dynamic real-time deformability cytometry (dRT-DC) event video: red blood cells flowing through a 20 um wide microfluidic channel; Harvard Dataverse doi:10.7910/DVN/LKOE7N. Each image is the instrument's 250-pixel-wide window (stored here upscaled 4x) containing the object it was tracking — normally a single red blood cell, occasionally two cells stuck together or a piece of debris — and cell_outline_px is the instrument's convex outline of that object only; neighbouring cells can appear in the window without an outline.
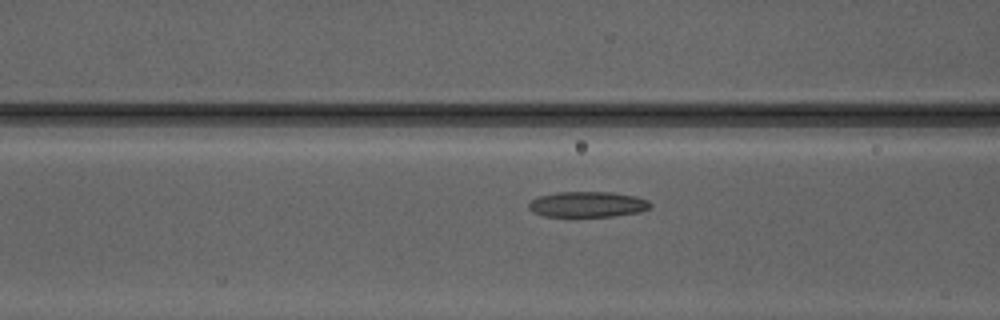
{"species": "Egyptian fruit bat (a non-hibernating species)", "species_latin": "Rousettus aegyptiacus", "temperature_condition": "warm", "stored_images_in_passage": 29, "camera_frame_rate_fps": 3000, "um_per_image_px": 0.085, "animal": {"sex": "male"}, "frame": {"image": 1, "passage_image": 8, "time_ms": 2.333, "image_size_px": [1000, 320], "cell_outline_px": [[652, 208], [640, 212], [612, 216], [544, 216], [532, 212], [528, 208], [528, 204], [532, 200], [540, 196], [556, 192], [612, 192], [636, 196], [648, 200], [652, 204]], "centroid_in_image_um": [49.97, 17.37], "position_along_channel_um": 116.6, "area_um2": 18.21}}
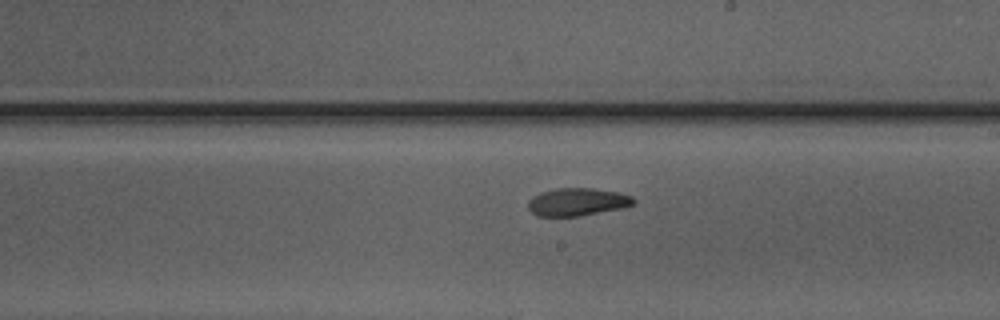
{"frame": {"image": 2, "passage_image": 17, "time_ms": 5.333, "image_size_px": [1000, 320], "cell_outline_px": [[636, 200], [632, 204], [620, 208], [580, 216], [536, 216], [528, 208], [528, 200], [540, 192], [556, 188], [592, 188], [620, 192], [632, 196]], "centroid_in_image_um": [49.05, 17.15], "position_along_channel_um": 239.9, "area_um2": 17.05}}
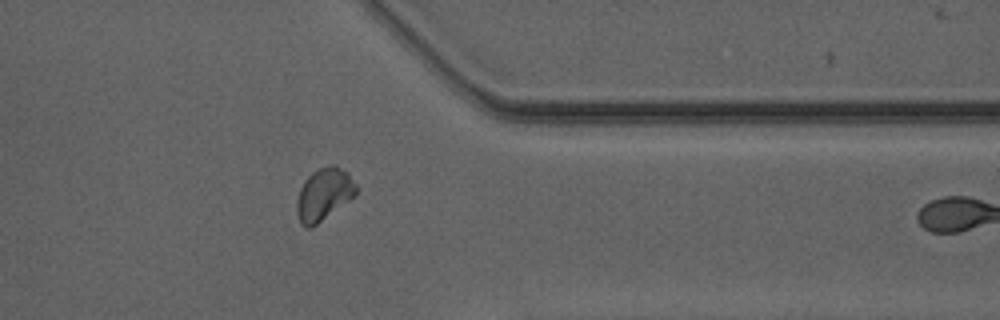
{"frame": {"image": 3, "passage_image": 28, "time_ms": 9.0, "image_size_px": [1000, 320], "cell_outline_px": [[356, 192], [352, 196], [312, 228], [304, 228], [300, 224], [296, 212], [296, 204], [300, 188], [304, 180], [312, 172], [328, 164], [332, 164], [348, 172], [356, 184]], "centroid_in_image_um": [27.48, 16.51], "position_along_channel_um": 383.9, "area_um2": 17.86}}